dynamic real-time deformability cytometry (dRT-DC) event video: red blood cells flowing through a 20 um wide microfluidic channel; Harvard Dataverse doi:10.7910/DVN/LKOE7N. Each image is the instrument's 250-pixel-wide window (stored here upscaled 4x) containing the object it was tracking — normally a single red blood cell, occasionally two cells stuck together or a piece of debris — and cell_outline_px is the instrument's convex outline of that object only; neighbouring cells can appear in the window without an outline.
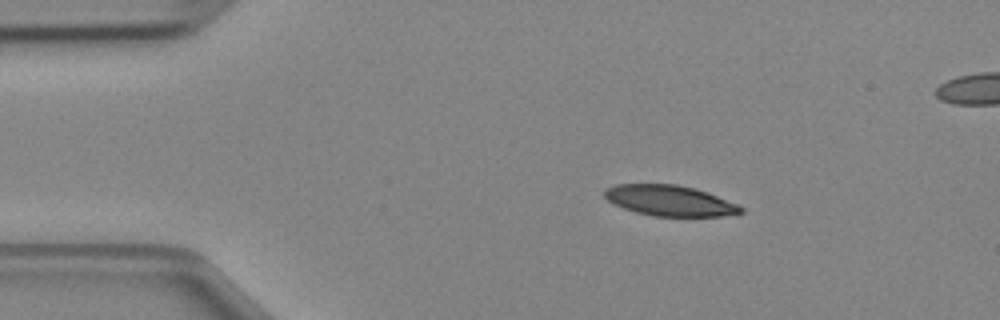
{"species": "Egyptian fruit bat (a non-hibernating species)", "species_latin": "Rousettus aegyptiacus", "temperature_condition": "cold", "stored_images_in_passage": 41, "camera_frame_rate_fps": 3000, "um_per_image_px": 0.085, "animal": {"sex": "female"}, "frame": {"image": 1, "passage_image": 1, "time_ms": 0.0, "image_size_px": [1000, 320], "cell_outline_px": [[744, 212], [724, 216], [652, 216], [636, 212], [612, 204], [604, 196], [604, 188], [616, 184], [676, 184], [708, 192], [736, 204], [744, 208]], "centroid_in_image_um": [56.89, 17.05], "position_along_channel_um": 28.1, "area_um2": 24.33}}